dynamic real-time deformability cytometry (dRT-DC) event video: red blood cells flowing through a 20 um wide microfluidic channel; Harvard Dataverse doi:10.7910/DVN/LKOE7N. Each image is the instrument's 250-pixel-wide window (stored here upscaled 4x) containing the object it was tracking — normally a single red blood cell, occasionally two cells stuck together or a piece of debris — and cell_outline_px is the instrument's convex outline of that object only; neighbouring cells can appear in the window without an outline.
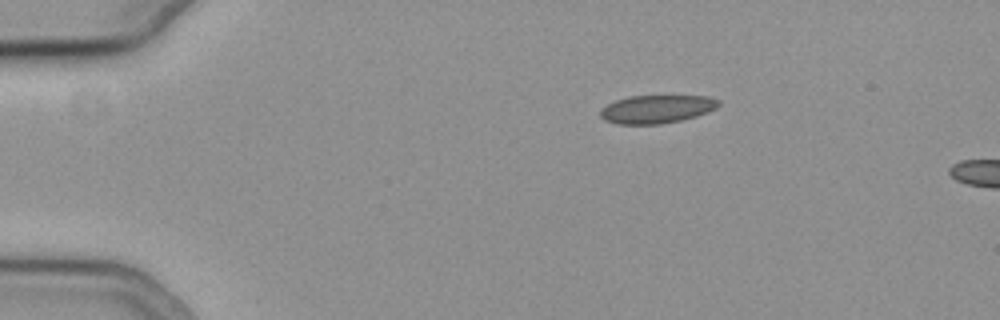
{"species": "common noctule bat (a hibernating species)", "species_latin": "Nyctalus noctula", "temperature_condition": "cold", "stored_images_in_passage": 5, "camera_frame_rate_fps": 3000, "um_per_image_px": 0.085, "animal": {"sex": "female", "body_mass_g": 19.3, "forearm_length_mm": 54.1}, "frame": {"image": 1, "passage_image": 1, "time_ms": 0.0, "image_size_px": [1000, 320], "cell_outline_px": [[720, 104], [716, 108], [708, 112], [696, 116], [680, 120], [660, 124], [616, 124], [604, 120], [600, 116], [600, 108], [616, 100], [628, 96], [708, 96], [720, 100]], "centroid_in_image_um": [55.81, 9.27], "position_along_channel_um": 29.2, "area_um2": 19.48}}